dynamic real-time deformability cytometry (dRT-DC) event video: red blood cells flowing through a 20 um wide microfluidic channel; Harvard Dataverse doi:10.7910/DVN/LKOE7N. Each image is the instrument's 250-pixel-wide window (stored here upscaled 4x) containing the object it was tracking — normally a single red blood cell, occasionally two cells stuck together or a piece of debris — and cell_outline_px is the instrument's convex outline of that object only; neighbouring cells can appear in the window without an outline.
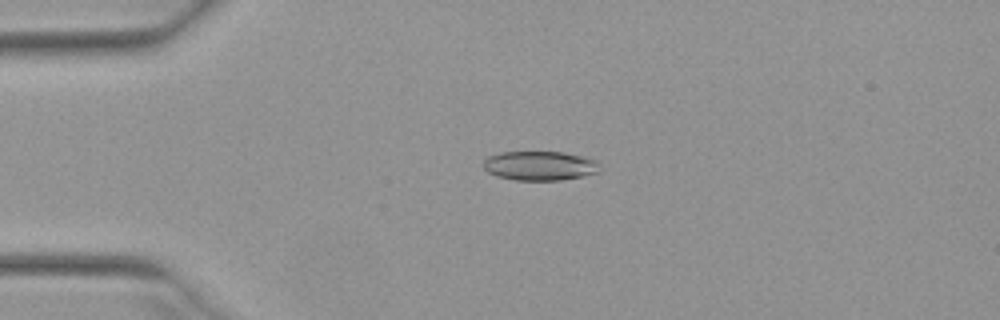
{"species": "Egyptian fruit bat (a non-hibernating species)", "species_latin": "Rousettus aegyptiacus", "temperature_condition": "warm", "stored_images_in_passage": 51, "camera_frame_rate_fps": 3000, "um_per_image_px": 0.085, "animal": {"sex": "female"}, "frame": {"image": 1, "passage_image": 12, "time_ms": 3.667, "image_size_px": [1000, 320], "cell_outline_px": [[600, 172], [560, 180], [516, 180], [496, 176], [488, 172], [480, 164], [488, 156], [500, 152], [564, 152], [584, 156], [600, 160]], "centroid_in_image_um": [45.9, 14.08], "position_along_channel_um": 39.1, "area_um2": 20.17}}
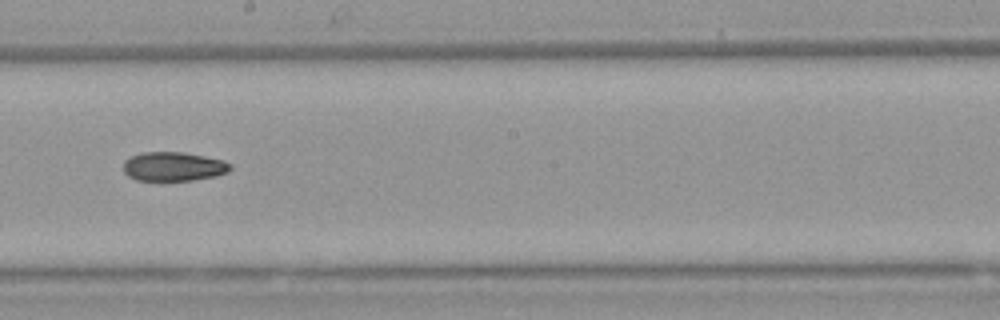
{"frame": {"image": 2, "passage_image": 29, "time_ms": 9.333, "image_size_px": [1000, 320], "cell_outline_px": [[232, 168], [228, 172], [216, 176], [192, 180], [136, 180], [128, 176], [124, 172], [124, 160], [140, 152], [184, 152], [224, 160], [232, 164]], "centroid_in_image_um": [14.76, 14.15], "position_along_channel_um": 233.4, "area_um2": 18.21}}
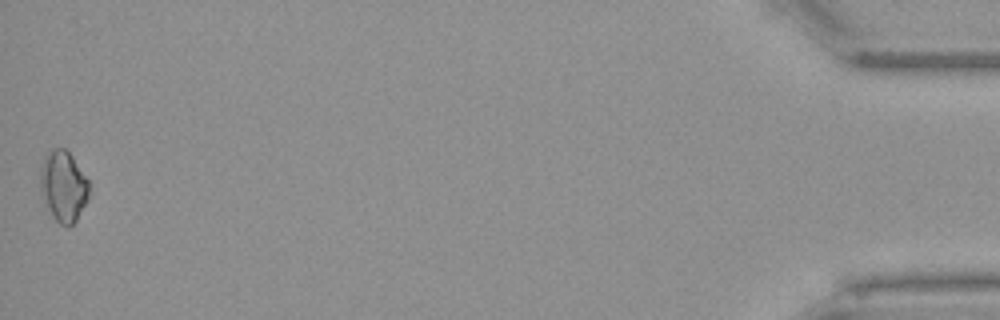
{"frame": {"image": 3, "passage_image": 51, "time_ms": 16.667, "image_size_px": [1000, 320], "cell_outline_px": [[88, 200], [76, 220], [68, 228], [60, 224], [52, 216], [48, 208], [40, 188], [40, 172], [44, 156], [48, 148], [64, 148], [72, 156], [88, 180]], "centroid_in_image_um": [5.38, 15.81], "position_along_channel_um": 429.8, "area_um2": 20.06}}